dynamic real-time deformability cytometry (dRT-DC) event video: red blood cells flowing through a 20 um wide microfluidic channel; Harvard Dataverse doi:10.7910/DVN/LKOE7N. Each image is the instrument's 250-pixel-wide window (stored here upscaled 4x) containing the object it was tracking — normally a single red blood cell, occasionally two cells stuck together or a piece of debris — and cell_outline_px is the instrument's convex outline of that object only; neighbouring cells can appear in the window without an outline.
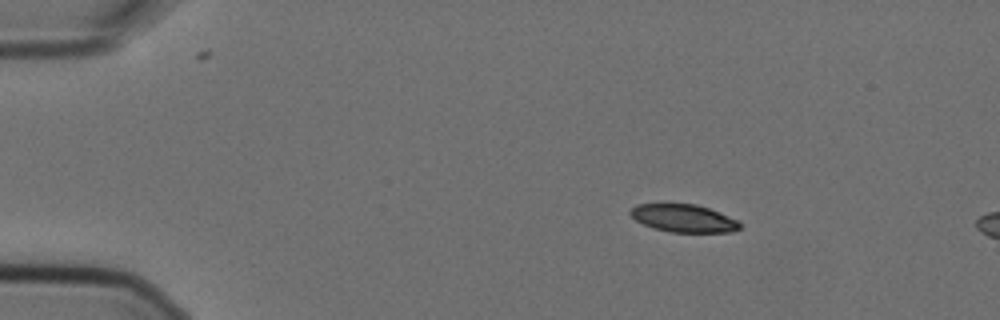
{"species": "Egyptian fruit bat (a non-hibernating species)", "species_latin": "Rousettus aegyptiacus", "temperature_condition": "cold", "stored_images_in_passage": 8, "camera_frame_rate_fps": 3000, "um_per_image_px": 0.085, "animal": {"sex": "female"}, "frame": {"image": 1, "passage_image": 2, "time_ms": 0.333, "image_size_px": [1000, 320], "cell_outline_px": [[740, 228], [732, 232], [668, 232], [652, 228], [636, 220], [628, 212], [636, 204], [696, 204], [708, 208], [736, 220], [740, 224]], "centroid_in_image_um": [58.07, 18.56], "position_along_channel_um": 26.9, "area_um2": 17.51}}